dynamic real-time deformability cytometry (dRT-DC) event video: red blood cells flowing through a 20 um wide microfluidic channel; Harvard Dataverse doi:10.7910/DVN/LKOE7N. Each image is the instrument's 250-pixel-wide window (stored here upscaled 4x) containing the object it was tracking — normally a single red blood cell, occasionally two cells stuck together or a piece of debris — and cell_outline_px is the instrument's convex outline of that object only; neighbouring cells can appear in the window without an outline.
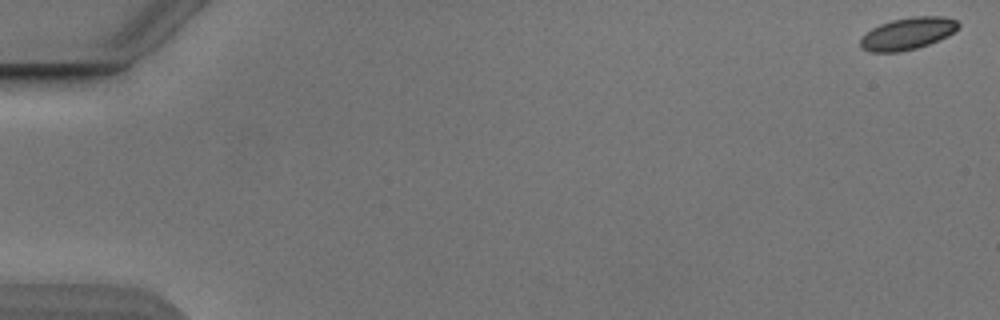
{"species": "Egyptian fruit bat (a non-hibernating species)", "species_latin": "Rousettus aegyptiacus", "temperature_condition": "cold", "stored_images_in_passage": 48, "camera_frame_rate_fps": 3000, "um_per_image_px": 0.085, "animal": {"sex": "male"}, "frame": {"image": 1, "passage_image": 1, "time_ms": 0.0, "image_size_px": [1000, 320], "cell_outline_px": [[960, 24], [948, 36], [928, 44], [916, 48], [900, 52], [872, 52], [864, 48], [860, 44], [860, 40], [872, 28], [880, 24], [892, 20], [912, 16], [944, 16], [956, 20]], "centroid_in_image_um": [77.17, 2.84], "position_along_channel_um": 7.8, "area_um2": 18.03}}
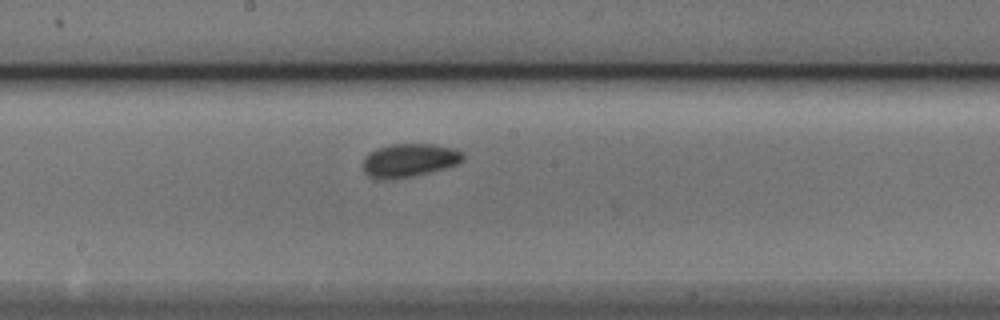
{"frame": {"image": 2, "passage_image": 30, "time_ms": 9.667, "image_size_px": [1000, 320], "cell_outline_px": [[464, 160], [456, 164], [444, 168], [428, 172], [408, 176], [384, 180], [368, 176], [364, 172], [364, 156], [368, 152], [376, 148], [392, 144], [432, 144], [452, 148], [464, 152]], "centroid_in_image_um": [34.77, 13.61], "position_along_channel_um": 213.4, "area_um2": 19.31}}
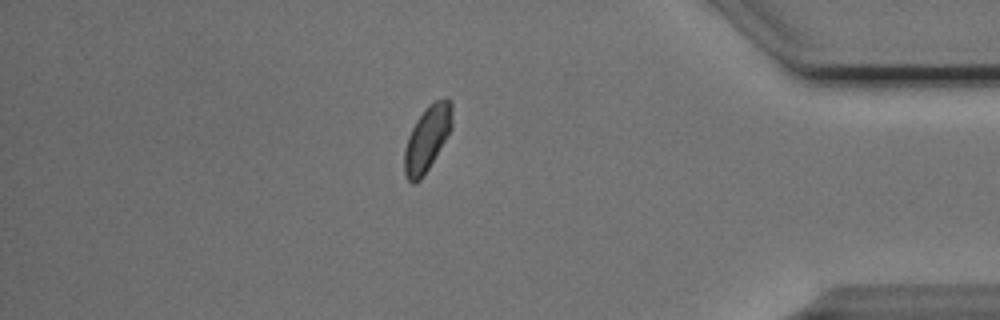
{"frame": {"image": 3, "passage_image": 47, "time_ms": 15.333, "image_size_px": [1000, 320], "cell_outline_px": [[452, 128], [428, 168], [420, 180], [416, 184], [412, 184], [408, 180], [404, 172], [404, 148], [408, 136], [416, 120], [428, 104], [436, 100], [448, 96], [452, 100]], "centroid_in_image_um": [36.31, 11.74], "position_along_channel_um": 398.9, "area_um2": 18.21}}